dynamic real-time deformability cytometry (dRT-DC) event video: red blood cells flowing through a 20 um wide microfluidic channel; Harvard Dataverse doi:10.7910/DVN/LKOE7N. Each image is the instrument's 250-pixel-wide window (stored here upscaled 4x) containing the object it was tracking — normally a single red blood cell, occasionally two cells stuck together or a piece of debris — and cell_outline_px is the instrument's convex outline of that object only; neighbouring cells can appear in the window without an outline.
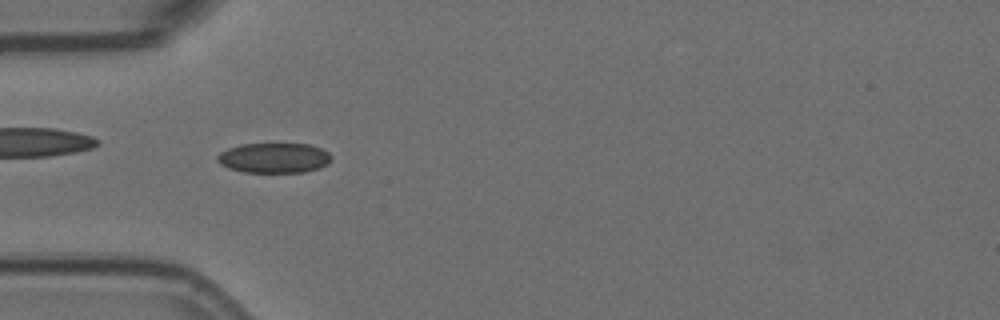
{"species": "Egyptian fruit bat (a non-hibernating species)", "species_latin": "Rousettus aegyptiacus", "temperature_condition": "room temperature", "stored_images_in_passage": 14, "camera_frame_rate_fps": 3000, "um_per_image_px": 0.085, "animal": {"sex": "female"}, "frame": {"image": 1, "passage_image": 4, "time_ms": 1.0, "image_size_px": [1000, 320], "cell_outline_px": [[332, 160], [328, 164], [320, 168], [304, 172], [244, 172], [228, 168], [220, 164], [216, 160], [216, 156], [220, 152], [228, 148], [240, 144], [308, 144], [320, 148], [328, 152], [332, 156]], "centroid_in_image_um": [23.29, 13.42], "position_along_channel_um": 61.7, "area_um2": 20.11}}
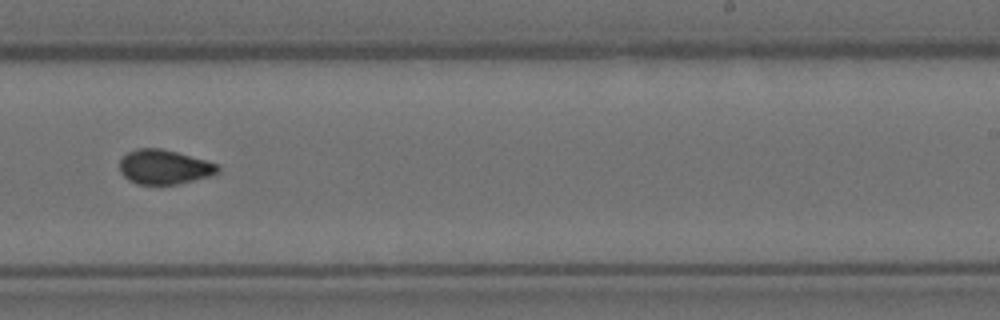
{"frame": {"image": 2, "passage_image": 9, "time_ms": 2.667, "image_size_px": [1000, 320], "cell_outline_px": [[220, 172], [212, 176], [176, 184], [136, 184], [128, 180], [120, 172], [120, 160], [128, 152], [136, 148], [160, 148], [176, 152], [204, 160], [216, 164], [220, 168]], "centroid_in_image_um": [13.95, 14.2], "position_along_channel_um": 275.1, "area_um2": 19.65}}
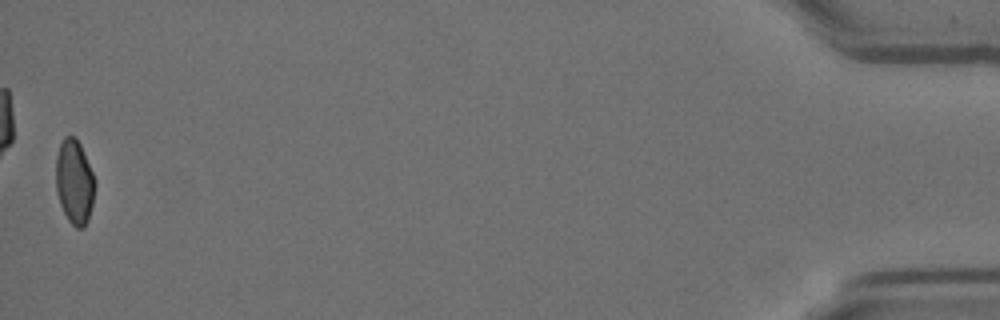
{"frame": {"image": 3, "passage_image": 14, "time_ms": 4.333, "image_size_px": [1000, 320], "cell_outline_px": [[96, 184], [92, 204], [88, 220], [84, 228], [76, 228], [68, 220], [60, 204], [56, 192], [56, 156], [60, 144], [64, 136], [76, 136], [80, 144], [92, 172]], "centroid_in_image_um": [6.32, 15.46], "position_along_channel_um": 428.9, "area_um2": 19.25}}